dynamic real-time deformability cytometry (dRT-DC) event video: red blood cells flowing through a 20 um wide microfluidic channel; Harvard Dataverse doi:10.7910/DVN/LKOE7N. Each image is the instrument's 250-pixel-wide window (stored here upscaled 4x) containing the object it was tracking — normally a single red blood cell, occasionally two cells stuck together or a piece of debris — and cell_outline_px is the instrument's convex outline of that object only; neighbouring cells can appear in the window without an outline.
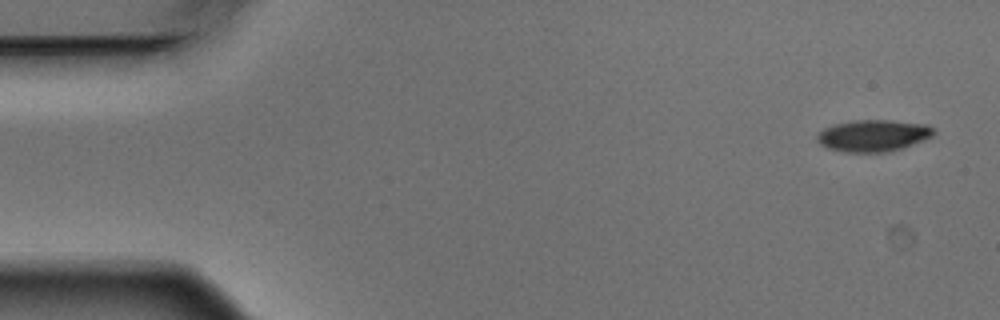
{"species": "Egyptian fruit bat (a non-hibernating species)", "species_latin": "Rousettus aegyptiacus", "temperature_condition": "warm", "stored_images_in_passage": 5, "segment_of_instrument_passage": [1, 2], "camera_frame_rate_fps": 3000, "um_per_image_px": 0.085, "animal": {"sex": "male"}, "frame": {"image": 1, "passage_image": 1, "time_ms": 0.0, "image_size_px": [1000, 320], "cell_outline_px": [[936, 132], [932, 136], [924, 140], [888, 152], [844, 152], [828, 148], [820, 144], [816, 140], [816, 136], [824, 128], [836, 124], [852, 120], [892, 120], [928, 124], [936, 128]], "centroid_in_image_um": [74.25, 11.51], "position_along_channel_um": 10.7, "area_um2": 21.68}}
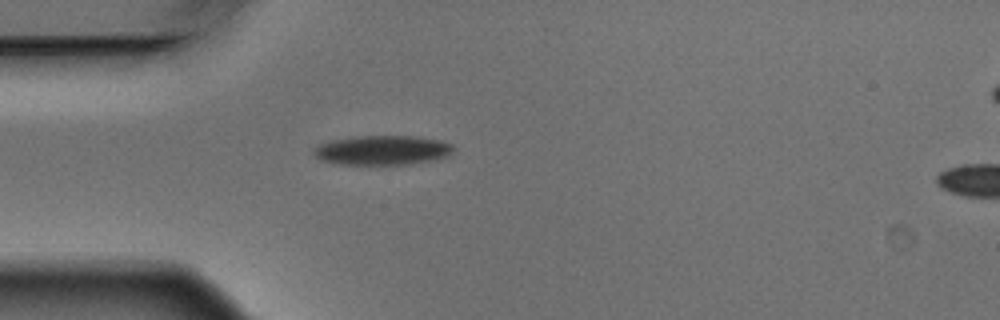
{"frame": {"image": 2, "passage_image": 4, "time_ms": 1.0, "image_size_px": [1000, 320], "cell_outline_px": [[456, 148], [448, 156], [432, 160], [408, 164], [340, 164], [324, 160], [316, 156], [312, 152], [312, 148], [320, 144], [332, 140], [356, 136], [416, 136], [440, 140], [452, 144]], "centroid_in_image_um": [32.53, 12.75], "position_along_channel_um": 52.5, "area_um2": 23.93}}